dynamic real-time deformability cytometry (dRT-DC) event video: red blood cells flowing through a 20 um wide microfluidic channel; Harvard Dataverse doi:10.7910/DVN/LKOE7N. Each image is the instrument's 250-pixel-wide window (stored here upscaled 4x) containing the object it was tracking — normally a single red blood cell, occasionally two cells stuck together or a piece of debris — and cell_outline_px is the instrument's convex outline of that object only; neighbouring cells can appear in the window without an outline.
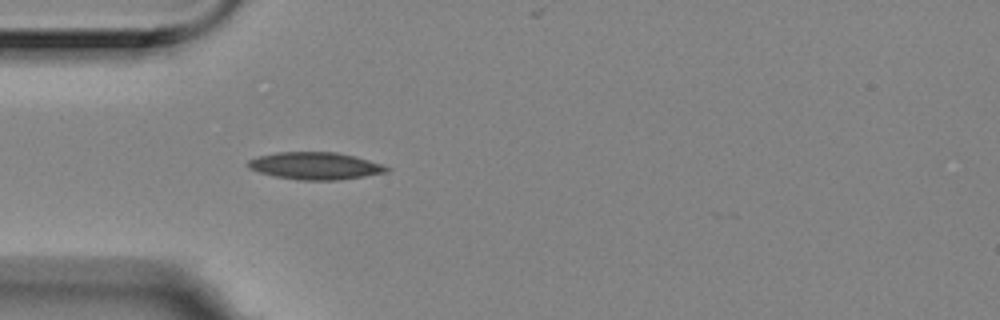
{"species": "Egyptian fruit bat (a non-hibernating species)", "species_latin": "Rousettus aegyptiacus", "temperature_condition": "room temperature", "stored_images_in_passage": 4, "camera_frame_rate_fps": 3000, "um_per_image_px": 0.085, "animal": {"sex": "female"}, "frame": {"image": 1, "passage_image": 4, "time_ms": 1.0, "image_size_px": [1000, 320], "cell_outline_px": [[388, 172], [364, 176], [336, 180], [296, 180], [276, 176], [260, 172], [248, 168], [248, 160], [256, 156], [276, 152], [336, 152], [356, 156], [380, 164], [388, 168]], "centroid_in_image_um": [26.75, 14.09], "position_along_channel_um": 58.2, "area_um2": 21.91}}